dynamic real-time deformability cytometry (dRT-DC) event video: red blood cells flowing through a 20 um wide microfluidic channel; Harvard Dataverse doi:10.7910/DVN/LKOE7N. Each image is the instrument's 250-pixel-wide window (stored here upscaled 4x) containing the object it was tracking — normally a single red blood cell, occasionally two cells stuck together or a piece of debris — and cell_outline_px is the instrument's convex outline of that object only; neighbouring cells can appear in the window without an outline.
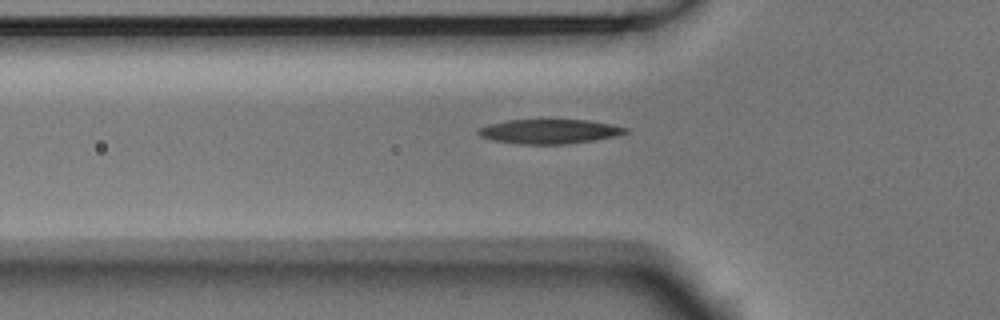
{"species": "Egyptian fruit bat (a non-hibernating species)", "species_latin": "Rousettus aegyptiacus", "temperature_condition": "room temperature", "stored_images_in_passage": 38, "camera_frame_rate_fps": 3000, "um_per_image_px": 0.085, "animal": {"sex": "male"}, "frame": {"image": 1, "passage_image": 5, "time_ms": 1.333, "image_size_px": [1000, 320], "cell_outline_px": [[628, 132], [616, 136], [568, 144], [520, 144], [492, 140], [480, 136], [476, 132], [476, 128], [488, 124], [508, 120], [588, 120], [612, 124], [628, 128]], "centroid_in_image_um": [46.66, 11.17], "position_along_channel_um": 79.1, "area_um2": 21.04}}
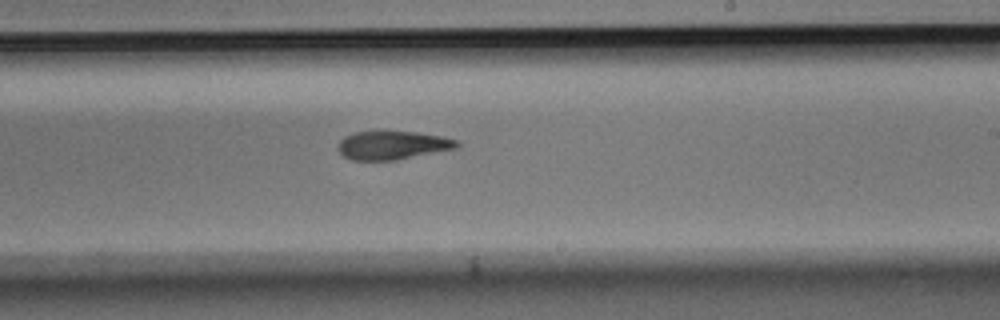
{"frame": {"image": 2, "passage_image": 19, "time_ms": 6.0, "image_size_px": [1000, 320], "cell_outline_px": [[460, 144], [456, 148], [396, 160], [352, 160], [344, 156], [336, 148], [340, 140], [344, 136], [356, 132], [384, 128], [416, 132], [440, 136], [456, 140]], "centroid_in_image_um": [33.3, 12.3], "position_along_channel_um": 255.7, "area_um2": 20.35}}
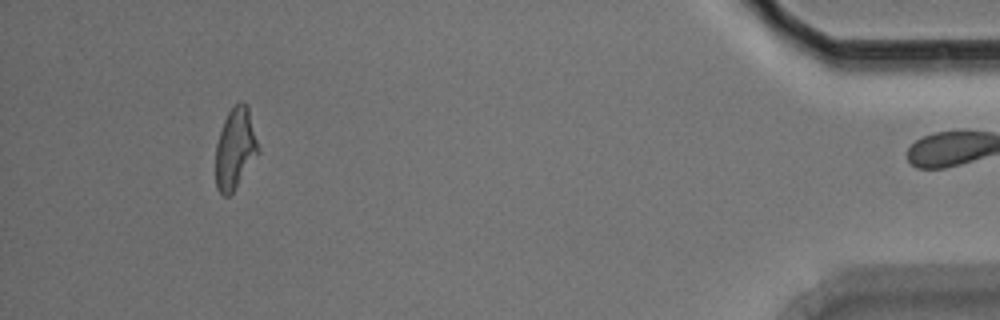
{"frame": {"image": 3, "passage_image": 37, "time_ms": 12.0, "image_size_px": [1000, 320], "cell_outline_px": [[260, 152], [232, 192], [228, 196], [224, 196], [216, 188], [216, 144], [224, 120], [228, 112], [240, 100], [244, 100], [248, 104]], "centroid_in_image_um": [20.0, 12.59], "position_along_channel_um": 415.2, "area_um2": 20.06}, "authors_computed_cell_mechanics": {"area_um2": 20.6924, "velocity_mm_per_s": 3.7621, "shape_relaxation_time_tau1_ms": 4.782, "shape_relaxation_time_tau2_ms": 4.1303, "deformation_change_tau1": 0.178, "deformation_change_tau2": 0.1295}}